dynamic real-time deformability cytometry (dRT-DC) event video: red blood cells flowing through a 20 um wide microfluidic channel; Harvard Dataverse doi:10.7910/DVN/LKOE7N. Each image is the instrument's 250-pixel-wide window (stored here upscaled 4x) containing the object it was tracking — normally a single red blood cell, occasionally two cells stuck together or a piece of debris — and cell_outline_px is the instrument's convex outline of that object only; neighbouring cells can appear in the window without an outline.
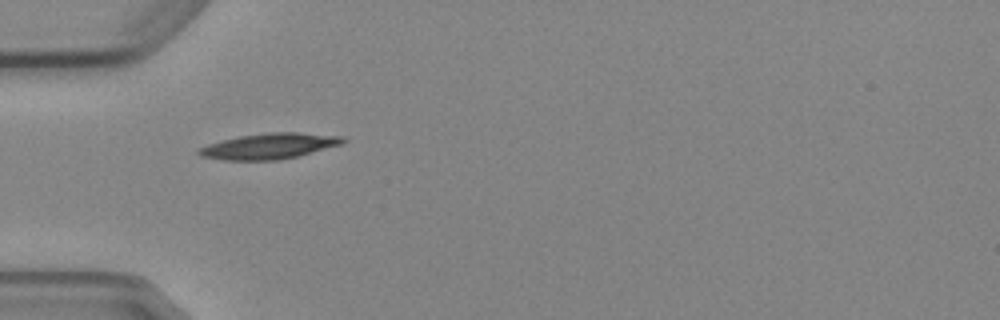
{"species": "Egyptian fruit bat (a non-hibernating species)", "species_latin": "Rousettus aegyptiacus", "temperature_condition": "cold", "stored_images_in_passage": 5, "camera_frame_rate_fps": 3000, "um_per_image_px": 0.085, "animal": {"sex": "female"}, "frame": {"image": 1, "passage_image": 4, "time_ms": 4.333, "image_size_px": [1000, 320], "cell_outline_px": [[348, 140], [340, 144], [296, 156], [280, 160], [224, 160], [200, 156], [196, 152], [196, 148], [208, 144], [240, 136], [268, 132], [296, 132], [344, 136]], "centroid_in_image_um": [22.85, 12.41], "position_along_channel_um": 62.1, "area_um2": 21.44}}
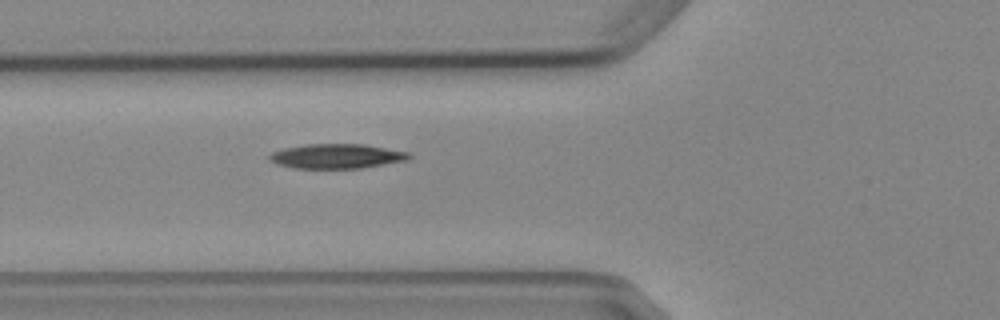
{"frame": {"image": 2, "passage_image": 5, "time_ms": 5.333, "image_size_px": [1000, 320], "cell_outline_px": [[412, 156], [408, 160], [360, 168], [292, 168], [276, 164], [268, 160], [268, 156], [272, 152], [284, 148], [304, 144], [364, 144], [408, 152]], "centroid_in_image_um": [28.58, 13.27], "position_along_channel_um": 97.2, "area_um2": 20.06}}